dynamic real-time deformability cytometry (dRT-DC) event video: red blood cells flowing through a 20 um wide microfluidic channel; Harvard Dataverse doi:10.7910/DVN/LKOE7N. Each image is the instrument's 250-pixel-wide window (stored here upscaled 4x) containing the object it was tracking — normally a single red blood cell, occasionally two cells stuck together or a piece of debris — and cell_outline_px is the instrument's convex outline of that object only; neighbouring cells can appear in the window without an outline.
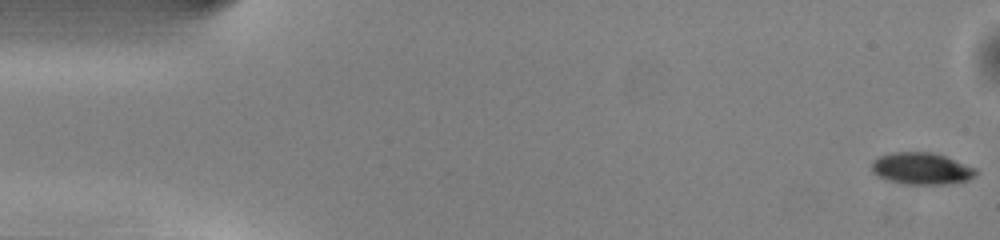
{"species": "common noctule bat (a hibernating species)", "species_latin": "Nyctalus noctula", "temperature_condition": "warm", "stored_images_in_passage": 50, "camera_frame_rate_fps": 3000, "um_per_image_px": 0.085, "animal": {"sex": "male", "body_mass_g": 13.0, "forearm_length_mm": 53.1}, "frame": {"image": 1, "passage_image": 1, "time_ms": 0.0, "image_size_px": [1000, 240], "cell_outline_px": [[980, 172], [976, 176], [968, 180], [948, 184], [904, 184], [888, 180], [876, 176], [872, 172], [872, 160], [880, 156], [892, 152], [932, 152], [944, 156], [976, 168]], "centroid_in_image_um": [78.33, 14.33], "position_along_channel_um": 6.7, "area_um2": 19.48}}
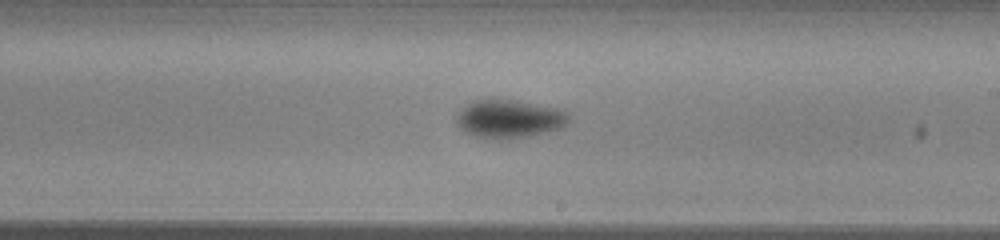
{"frame": {"image": 2, "passage_image": 29, "time_ms": 9.333, "image_size_px": [1000, 240], "cell_outline_px": [[568, 120], [560, 128], [528, 136], [508, 140], [480, 136], [464, 132], [456, 124], [456, 116], [468, 104], [476, 100], [516, 100], [556, 108], [568, 112]], "centroid_in_image_um": [43.27, 10.11], "position_along_channel_um": 245.7, "area_um2": 24.51}}
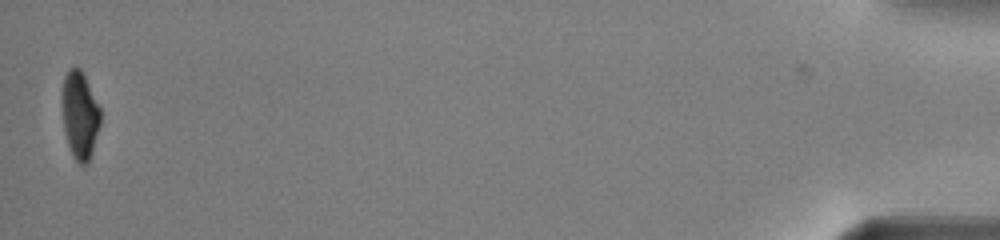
{"frame": {"image": 3, "passage_image": 50, "time_ms": 16.333, "image_size_px": [1000, 240], "cell_outline_px": [[100, 124], [92, 152], [88, 164], [80, 164], [72, 156], [64, 132], [60, 104], [60, 96], [64, 76], [68, 68], [76, 64], [80, 68], [100, 108]], "centroid_in_image_um": [6.74, 9.75], "position_along_channel_um": 428.5, "area_um2": 20.0}, "authors_computed_cell_mechanics": {"area_um2": 22.1663, "velocity_mm_per_s": 4.0607, "shape_relaxation_time_tau1_ms": 1.9999, "shape_relaxation_time_tau2_ms": null, "deformation_change_tau1": 0.0994, "deformation_change_tau2": null}}